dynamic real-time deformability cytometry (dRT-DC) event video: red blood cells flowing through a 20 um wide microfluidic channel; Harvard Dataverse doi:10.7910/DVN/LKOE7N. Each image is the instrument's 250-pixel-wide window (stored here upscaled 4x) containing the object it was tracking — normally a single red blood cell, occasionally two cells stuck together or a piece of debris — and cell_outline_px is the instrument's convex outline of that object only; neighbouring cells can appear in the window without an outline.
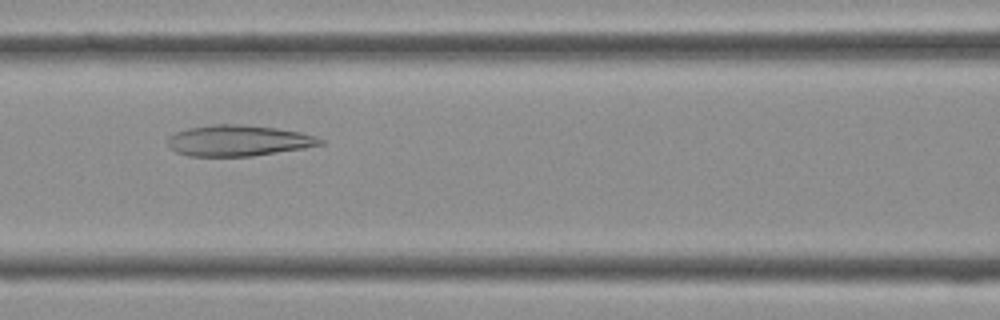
{"species": "Egyptian fruit bat (a non-hibernating species)", "species_latin": "Rousettus aegyptiacus", "temperature_condition": "cold", "stored_images_in_passage": 40, "camera_frame_rate_fps": 3000, "um_per_image_px": 0.085, "frame": {"image": 1, "passage_image": 17, "time_ms": 5.333, "image_size_px": [1000, 320], "cell_outline_px": [[324, 144], [304, 148], [252, 156], [188, 156], [176, 152], [168, 144], [168, 136], [176, 132], [188, 128], [220, 124], [240, 124], [276, 128], [300, 132], [324, 140]], "centroid_in_image_um": [20.25, 11.95], "position_along_channel_um": 146.3, "area_um2": 27.28}}
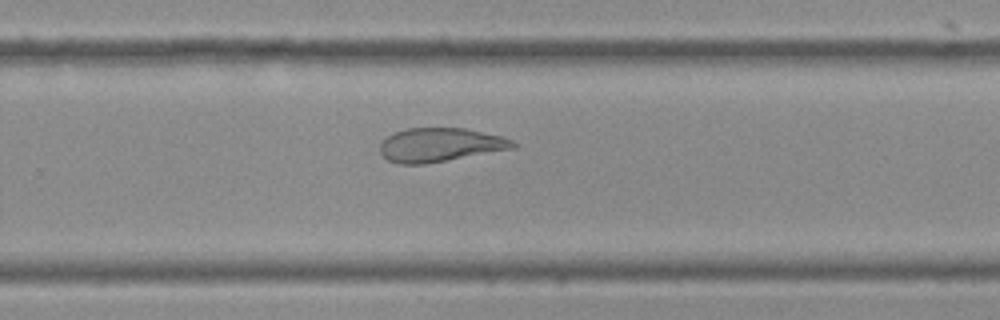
{"frame": {"image": 2, "passage_image": 26, "time_ms": 8.333, "image_size_px": [1000, 320], "cell_outline_px": [[516, 148], [424, 164], [400, 164], [388, 160], [380, 152], [380, 144], [392, 132], [408, 128], [464, 128], [500, 136], [512, 140], [516, 144]], "centroid_in_image_um": [37.39, 12.31], "position_along_channel_um": 292.4, "area_um2": 26.01}}
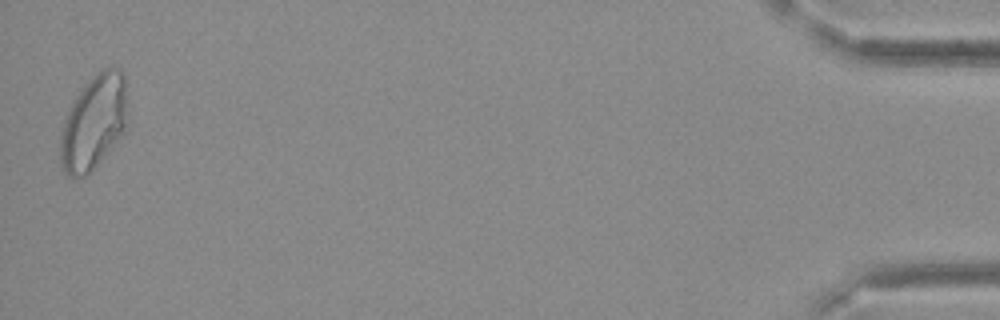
{"frame": {"image": 3, "passage_image": 40, "time_ms": 13.0, "image_size_px": [1000, 320], "cell_outline_px": [[124, 132], [100, 160], [84, 176], [72, 180], [64, 172], [60, 160], [60, 136], [64, 120], [76, 96], [104, 68], [112, 64], [120, 68], [124, 76]], "centroid_in_image_um": [7.92, 10.44], "position_along_channel_um": 427.3, "area_um2": 35.78}}